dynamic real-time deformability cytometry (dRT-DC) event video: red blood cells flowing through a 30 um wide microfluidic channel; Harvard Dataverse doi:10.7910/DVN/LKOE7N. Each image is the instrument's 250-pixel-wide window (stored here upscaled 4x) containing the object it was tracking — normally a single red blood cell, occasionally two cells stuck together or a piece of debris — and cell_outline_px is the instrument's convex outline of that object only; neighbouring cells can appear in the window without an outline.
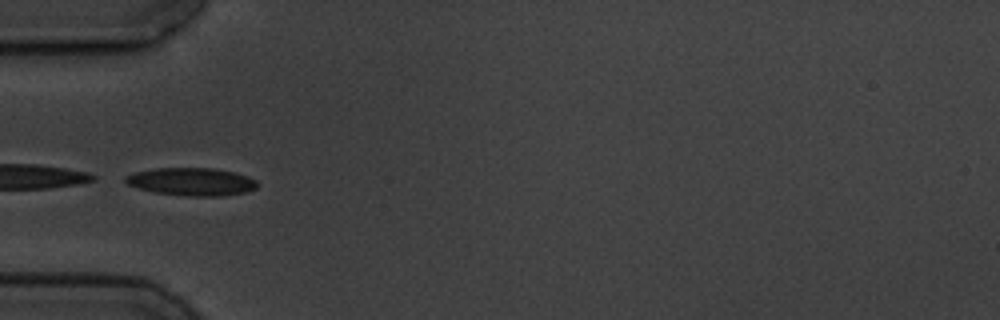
{"species": "common noctule bat (a hibernating species)", "species_latin": "Nyctalus noctula", "temperature_condition": "cold", "stored_images_in_passage": 6, "camera_frame_rate_fps": 3000, "um_per_image_px": 0.085, "animal": {"sex": "male", "body_mass_g": 19.5, "forearm_length_mm": 54.6}, "frame": {"image": 1, "passage_image": 5, "time_ms": 5.333, "image_size_px": [1000, 320], "cell_outline_px": [[260, 184], [256, 188], [244, 192], [224, 196], [188, 196], [156, 192], [140, 188], [128, 184], [124, 180], [124, 176], [136, 172], [156, 168], [212, 168], [236, 172], [248, 176], [256, 180]], "centroid_in_image_um": [16.34, 15.44], "position_along_channel_um": 68.7, "area_um2": 21.33}}
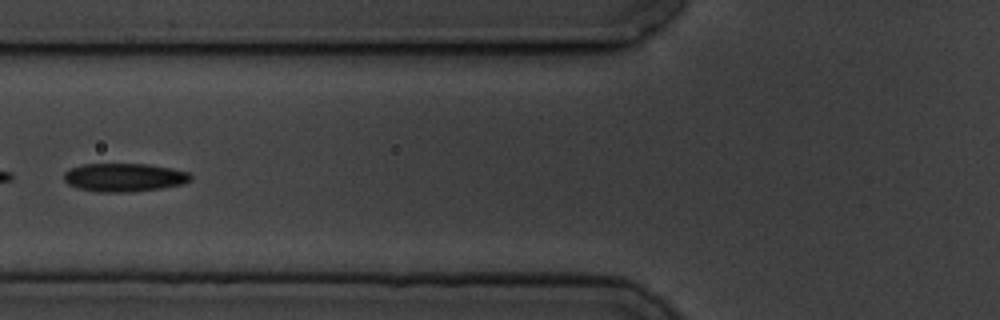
{"frame": {"image": 2, "passage_image": 6, "time_ms": 6.667, "image_size_px": [1000, 320], "cell_outline_px": [[192, 180], [184, 184], [160, 188], [132, 192], [96, 192], [80, 188], [68, 184], [64, 180], [64, 172], [68, 168], [84, 164], [148, 164], [172, 168], [188, 172], [192, 176]], "centroid_in_image_um": [10.56, 15.08], "position_along_channel_um": 115.2, "area_um2": 21.1}}